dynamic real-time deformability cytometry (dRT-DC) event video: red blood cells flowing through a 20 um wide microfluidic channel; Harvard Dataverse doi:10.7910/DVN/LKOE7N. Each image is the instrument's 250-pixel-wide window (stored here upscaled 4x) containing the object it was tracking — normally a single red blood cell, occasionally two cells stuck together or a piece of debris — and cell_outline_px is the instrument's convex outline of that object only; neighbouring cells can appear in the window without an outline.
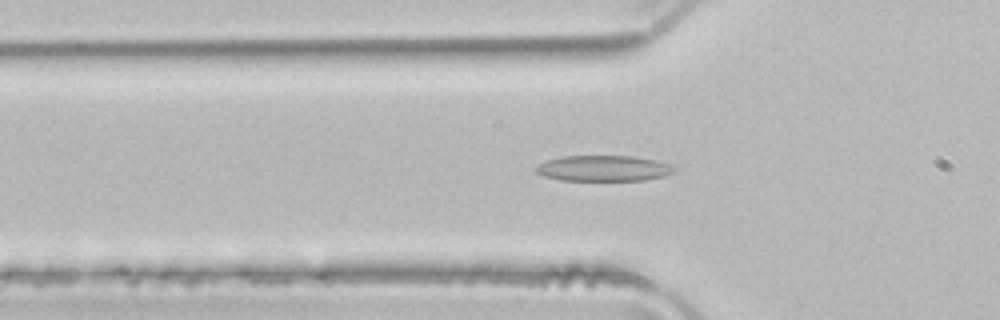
{"species": "common noctule bat (a hibernating species)", "species_latin": "Nyctalus noctula", "temperature_condition": "room temperature", "stored_images_in_passage": 51, "camera_frame_rate_fps": 3000, "um_per_image_px": 0.085, "animal": {"sex": "male", "body_mass_g": 21.5, "forearm_length_mm": 52.0}, "frame": {"image": 1, "passage_image": 16, "time_ms": 5.0, "image_size_px": [1000, 320], "cell_outline_px": [[676, 168], [672, 172], [664, 176], [644, 180], [560, 180], [544, 176], [536, 172], [536, 168], [540, 164], [548, 160], [564, 156], [632, 156], [656, 160], [668, 164]], "centroid_in_image_um": [51.31, 14.31], "position_along_channel_um": 74.5, "area_um2": 20.46}}
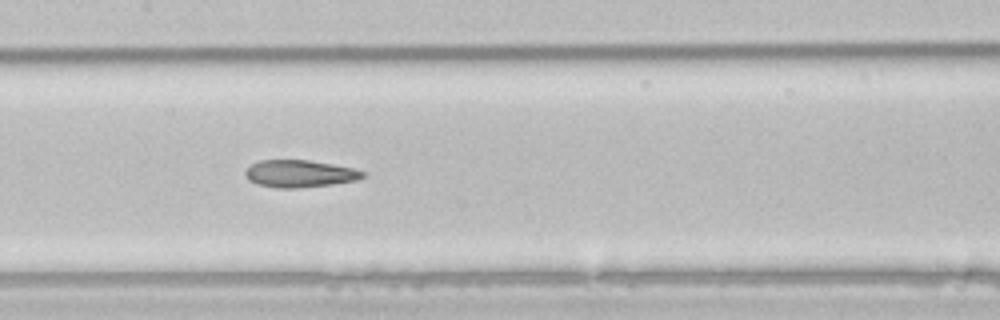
{"frame": {"image": 2, "passage_image": 24, "time_ms": 7.667, "image_size_px": [1000, 320], "cell_outline_px": [[364, 176], [356, 180], [332, 184], [296, 188], [276, 188], [256, 184], [248, 180], [244, 172], [252, 164], [260, 160], [308, 160], [332, 164], [352, 168], [364, 172]], "centroid_in_image_um": [25.43, 14.76], "position_along_channel_um": 182.0, "area_um2": 18.5}}
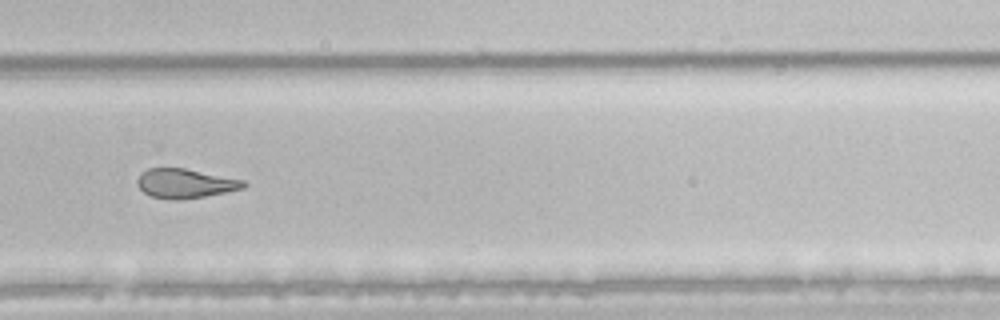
{"frame": {"image": 3, "passage_image": 34, "time_ms": 11.0, "image_size_px": [1000, 320], "cell_outline_px": [[248, 184], [244, 188], [204, 196], [152, 196], [144, 192], [136, 184], [136, 180], [140, 172], [148, 168], [184, 168], [244, 180]], "centroid_in_image_um": [15.74, 15.52], "position_along_channel_um": 314.1, "area_um2": 17.28}}